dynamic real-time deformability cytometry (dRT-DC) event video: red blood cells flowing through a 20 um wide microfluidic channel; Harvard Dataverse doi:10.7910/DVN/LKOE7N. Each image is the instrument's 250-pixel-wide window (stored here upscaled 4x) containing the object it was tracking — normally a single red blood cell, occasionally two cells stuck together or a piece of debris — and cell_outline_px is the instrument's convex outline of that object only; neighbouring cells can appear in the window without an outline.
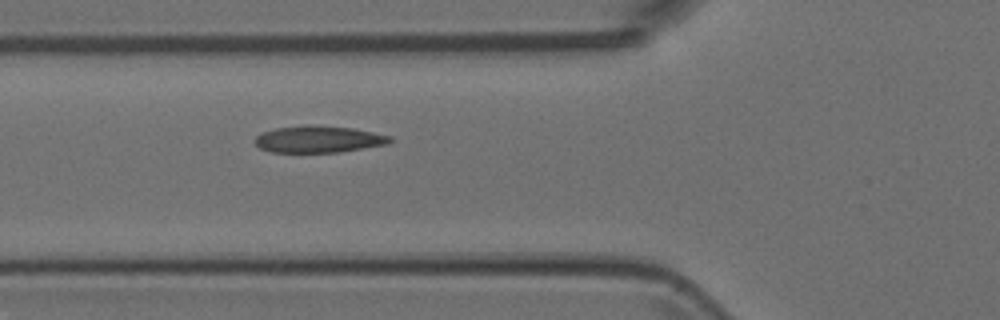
{"species": "Egyptian fruit bat (a non-hibernating species)", "species_latin": "Rousettus aegyptiacus", "temperature_condition": "room temperature", "stored_images_in_passage": 5, "camera_frame_rate_fps": 3000, "um_per_image_px": 0.085, "animal": {"sex": "female"}, "frame": {"image": 1, "passage_image": 5, "time_ms": 1.333, "image_size_px": [1000, 320], "cell_outline_px": [[396, 140], [388, 144], [340, 152], [268, 152], [260, 148], [252, 140], [260, 132], [276, 128], [308, 124], [352, 128], [392, 136]], "centroid_in_image_um": [27.07, 11.83], "position_along_channel_um": 98.7, "area_um2": 21.39}}